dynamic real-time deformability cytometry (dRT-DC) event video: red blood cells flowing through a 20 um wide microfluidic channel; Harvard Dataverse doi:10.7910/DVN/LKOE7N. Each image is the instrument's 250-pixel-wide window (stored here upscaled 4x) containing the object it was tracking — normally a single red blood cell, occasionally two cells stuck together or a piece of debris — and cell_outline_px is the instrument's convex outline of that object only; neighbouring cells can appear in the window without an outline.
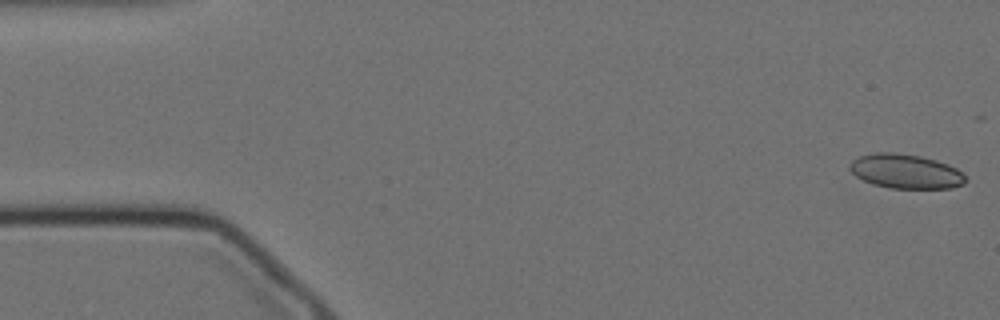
{"species": "Egyptian fruit bat (a non-hibernating species)", "species_latin": "Rousettus aegyptiacus", "temperature_condition": "cold", "stored_images_in_passage": 20, "camera_frame_rate_fps": 3000, "um_per_image_px": 0.085, "animal": {"sex": "female"}, "frame": {"image": 1, "passage_image": 1, "time_ms": 0.0, "image_size_px": [1000, 320], "cell_outline_px": [[968, 180], [964, 184], [952, 188], [892, 188], [872, 184], [856, 176], [848, 168], [848, 164], [852, 160], [860, 156], [872, 152], [896, 152], [920, 156], [936, 160], [948, 164], [956, 168]], "centroid_in_image_um": [76.96, 14.56], "position_along_channel_um": 8.0, "area_um2": 23.29}}
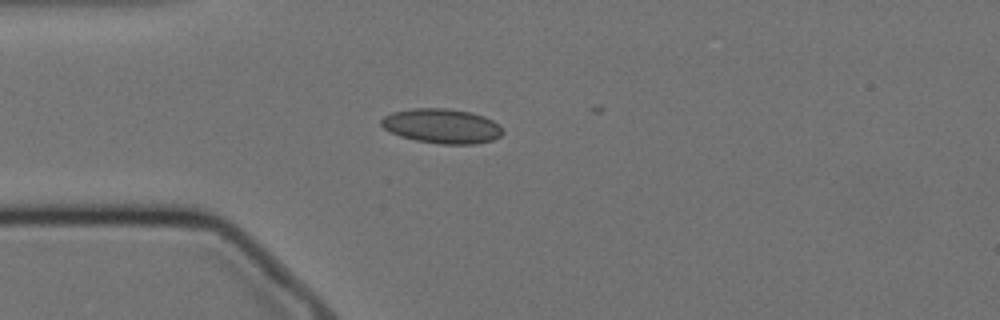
{"frame": {"image": 2, "passage_image": 14, "time_ms": 4.333, "image_size_px": [1000, 320], "cell_outline_px": [[504, 132], [500, 136], [492, 140], [476, 144], [440, 144], [416, 140], [400, 136], [384, 128], [380, 124], [380, 120], [384, 116], [392, 112], [412, 108], [448, 108], [472, 112], [484, 116], [492, 120]], "centroid_in_image_um": [37.54, 10.7], "position_along_channel_um": 47.5, "area_um2": 24.51}}
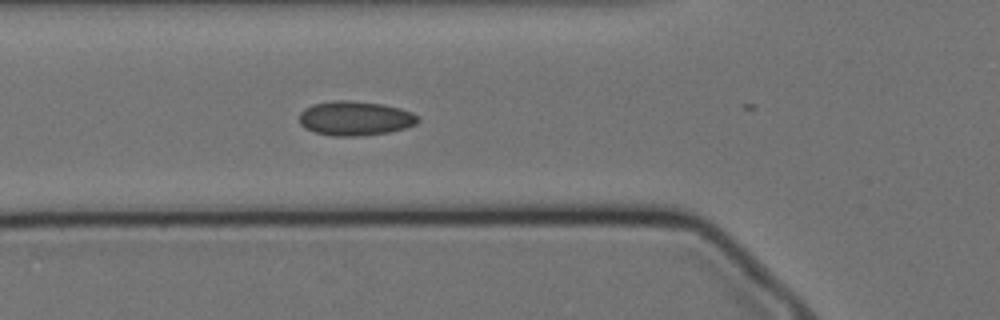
{"frame": {"image": 3, "passage_image": 19, "time_ms": 6.0, "image_size_px": [1000, 320], "cell_outline_px": [[420, 120], [416, 124], [404, 128], [388, 132], [356, 136], [332, 136], [316, 132], [304, 128], [300, 124], [300, 112], [304, 108], [312, 104], [336, 100], [348, 100], [380, 104], [400, 108], [412, 112]], "centroid_in_image_um": [30.16, 10.05], "position_along_channel_um": 95.6, "area_um2": 23.64}}